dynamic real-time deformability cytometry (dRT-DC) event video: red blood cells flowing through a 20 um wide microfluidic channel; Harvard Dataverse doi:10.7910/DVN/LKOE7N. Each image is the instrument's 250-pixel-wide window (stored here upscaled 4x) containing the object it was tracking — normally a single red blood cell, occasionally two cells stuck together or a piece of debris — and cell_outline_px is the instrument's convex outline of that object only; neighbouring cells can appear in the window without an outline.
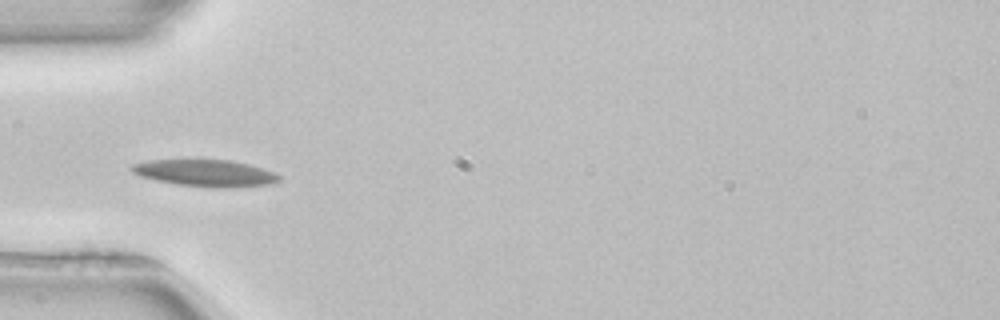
{"species": "common noctule bat (a hibernating species)", "species_latin": "Nyctalus noctula", "temperature_condition": "room temperature", "stored_images_in_passage": 18, "camera_frame_rate_fps": 3000, "um_per_image_px": 0.085, "animal": {"sex": "female", "body_mass_g": 22.7, "forearm_length_mm": 54.2}, "frame": {"image": 1, "passage_image": 6, "time_ms": 1.667, "image_size_px": [1000, 320], "cell_outline_px": [[280, 180], [272, 184], [224, 188], [212, 188], [176, 184], [156, 180], [140, 176], [132, 172], [128, 168], [132, 164], [148, 160], [232, 160], [248, 164], [272, 172], [280, 176]], "centroid_in_image_um": [17.42, 14.71], "position_along_channel_um": 67.6, "area_um2": 23.0}}